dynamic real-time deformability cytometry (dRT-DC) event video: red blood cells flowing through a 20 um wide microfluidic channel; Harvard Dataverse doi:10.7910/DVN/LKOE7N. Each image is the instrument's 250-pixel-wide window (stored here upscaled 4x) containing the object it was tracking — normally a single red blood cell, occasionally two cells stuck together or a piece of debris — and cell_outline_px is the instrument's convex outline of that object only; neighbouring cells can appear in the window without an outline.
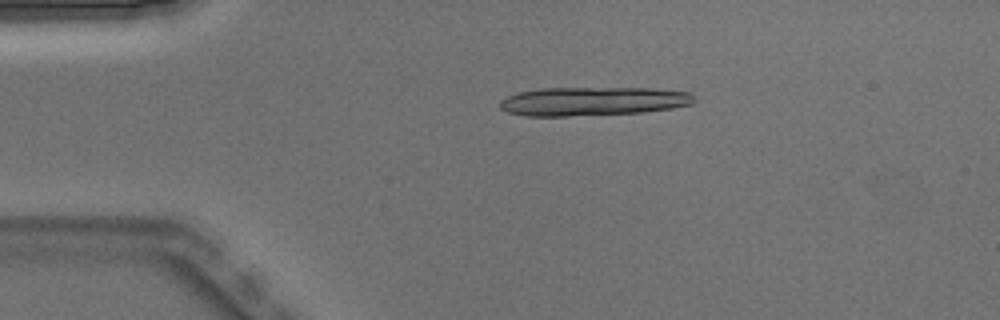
{"species": "Egyptian fruit bat (a non-hibernating species)", "species_latin": "Rousettus aegyptiacus", "temperature_condition": "warm", "stored_images_in_passage": 5, "segment_of_instrument_passage": [1, 2], "camera_frame_rate_fps": 3000, "um_per_image_px": 0.085, "animal": {"sex": "male"}, "frame": {"image": 1, "passage_image": 3, "time_ms": 0.667, "image_size_px": [1000, 320], "cell_outline_px": [[692, 104], [672, 108], [640, 112], [568, 116], [528, 116], [508, 112], [500, 108], [500, 100], [508, 96], [520, 92], [540, 88], [656, 88], [692, 92]], "centroid_in_image_um": [50.39, 8.6], "position_along_channel_um": 34.6, "area_um2": 32.43}}